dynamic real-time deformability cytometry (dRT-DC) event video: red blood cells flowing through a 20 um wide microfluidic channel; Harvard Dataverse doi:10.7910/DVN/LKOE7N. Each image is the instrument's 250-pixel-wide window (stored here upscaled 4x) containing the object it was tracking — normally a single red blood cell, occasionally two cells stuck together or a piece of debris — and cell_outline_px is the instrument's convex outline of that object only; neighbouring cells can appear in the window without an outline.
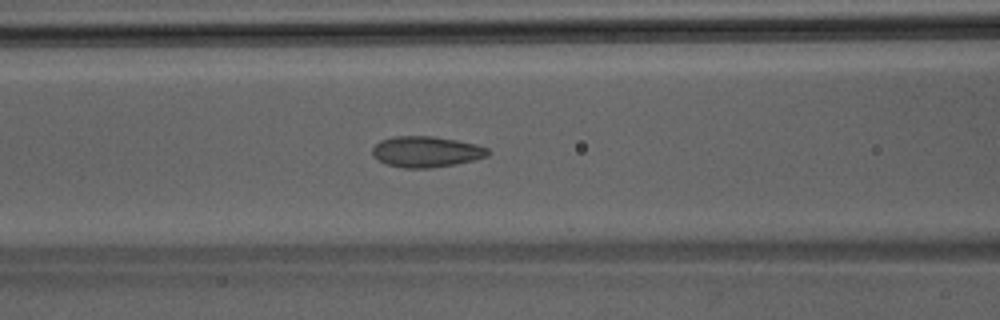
{"species": "Egyptian fruit bat (a non-hibernating species)", "species_latin": "Rousettus aegyptiacus", "temperature_condition": "room temperature", "stored_images_in_passage": 45, "camera_frame_rate_fps": 3000, "um_per_image_px": 0.085, "animal": {"sex": "male"}, "frame": {"image": 1, "passage_image": 18, "time_ms": 5.667, "image_size_px": [1000, 320], "cell_outline_px": [[492, 152], [488, 156], [456, 164], [428, 168], [404, 168], [388, 164], [372, 156], [372, 148], [380, 140], [392, 136], [432, 136], [456, 140], [476, 144], [488, 148]], "centroid_in_image_um": [36.23, 12.89], "position_along_channel_um": 130.4, "area_um2": 20.81}}
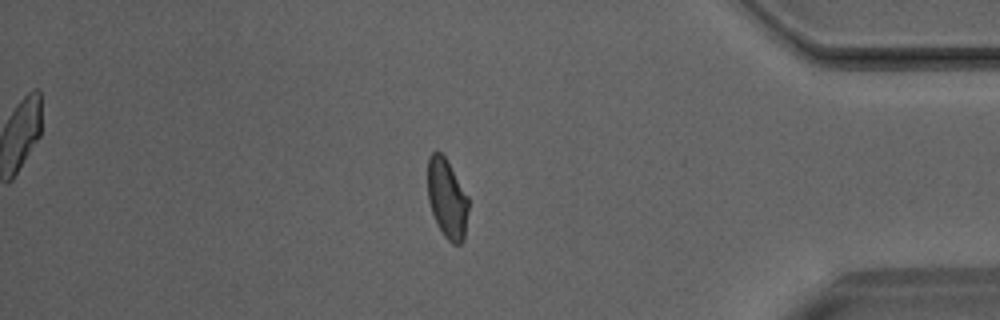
{"frame": {"image": 2, "passage_image": 38, "time_ms": 12.333, "image_size_px": [1000, 320], "cell_outline_px": [[468, 208], [464, 240], [460, 244], [452, 244], [444, 236], [432, 212], [428, 200], [428, 156], [436, 148], [444, 156], [468, 196]], "centroid_in_image_um": [37.99, 16.86], "position_along_channel_um": 397.2, "area_um2": 18.73}}
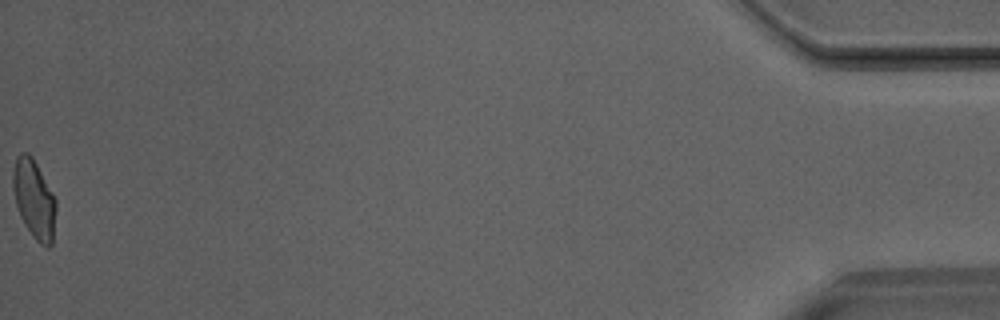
{"frame": {"image": 3, "passage_image": 45, "time_ms": 14.667, "image_size_px": [1000, 320], "cell_outline_px": [[56, 208], [52, 244], [48, 248], [40, 244], [32, 236], [24, 224], [20, 216], [16, 204], [12, 188], [12, 172], [16, 156], [20, 152], [28, 152], [32, 156], [52, 192], [56, 200]], "centroid_in_image_um": [2.88, 16.92], "position_along_channel_um": 432.3, "area_um2": 19.88}}